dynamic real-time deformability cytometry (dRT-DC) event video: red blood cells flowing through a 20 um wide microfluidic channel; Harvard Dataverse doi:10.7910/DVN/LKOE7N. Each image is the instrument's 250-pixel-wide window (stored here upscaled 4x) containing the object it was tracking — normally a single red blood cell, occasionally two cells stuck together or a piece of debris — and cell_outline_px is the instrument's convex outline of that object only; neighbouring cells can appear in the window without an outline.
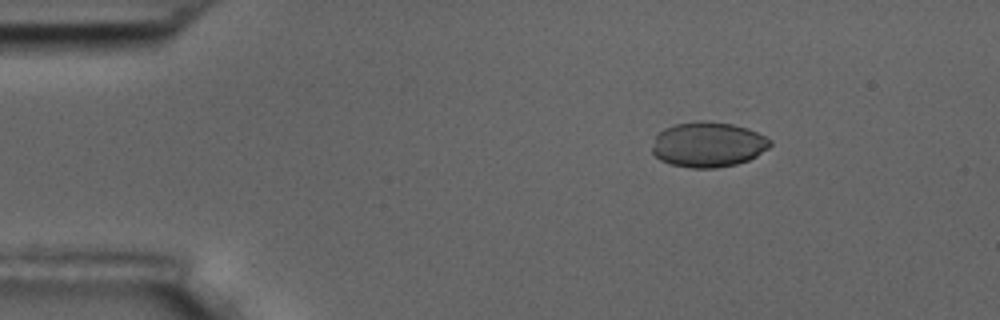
{"species": "common noctule bat (a hibernating species)", "species_latin": "Nyctalus noctula", "temperature_condition": "room temperature", "stored_images_in_passage": 3, "camera_frame_rate_fps": 3000, "um_per_image_px": 0.085, "animal": {"sex": "male", "body_mass_g": 17.5, "forearm_length_mm": 52.3}, "frame": {"image": 1, "passage_image": 3, "time_ms": 2.667, "image_size_px": [1000, 320], "cell_outline_px": [[772, 144], [768, 148], [756, 156], [748, 160], [736, 164], [716, 168], [692, 168], [672, 164], [660, 160], [652, 152], [652, 148], [656, 136], [664, 128], [676, 124], [700, 120], [708, 120], [732, 124], [748, 128], [772, 140]], "centroid_in_image_um": [60.2, 12.28], "position_along_channel_um": 24.8, "area_um2": 31.04}}